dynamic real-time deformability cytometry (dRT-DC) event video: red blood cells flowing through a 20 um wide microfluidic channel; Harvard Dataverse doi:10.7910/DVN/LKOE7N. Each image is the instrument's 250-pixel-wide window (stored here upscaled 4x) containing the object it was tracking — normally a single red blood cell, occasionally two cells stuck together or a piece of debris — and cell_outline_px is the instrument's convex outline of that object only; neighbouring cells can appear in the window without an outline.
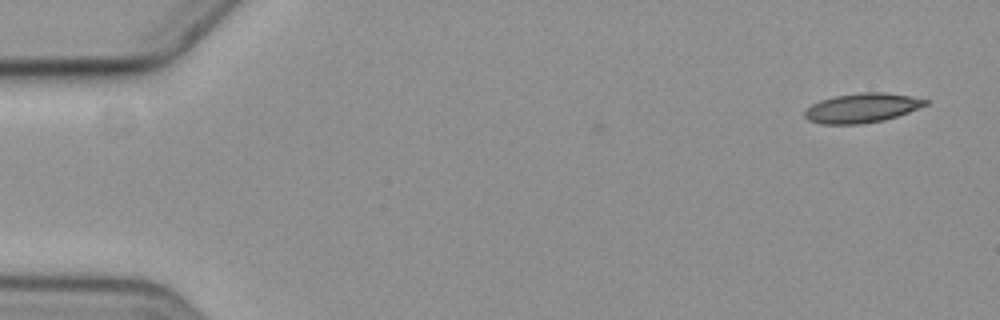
{"species": "common noctule bat (a hibernating species)", "species_latin": "Nyctalus noctula", "temperature_condition": "cold", "stored_images_in_passage": 6, "camera_frame_rate_fps": 3000, "um_per_image_px": 0.085, "animal": {"sex": "female", "body_mass_g": 19.3, "forearm_length_mm": 54.1}, "frame": {"image": 1, "passage_image": 1, "time_ms": 0.0, "image_size_px": [1000, 320], "cell_outline_px": [[928, 104], [908, 112], [884, 120], [860, 124], [820, 124], [808, 120], [804, 116], [804, 112], [812, 104], [820, 100], [836, 96], [860, 92], [884, 92], [908, 96], [928, 100]], "centroid_in_image_um": [73.24, 9.18], "position_along_channel_um": 11.8, "area_um2": 20.52}}
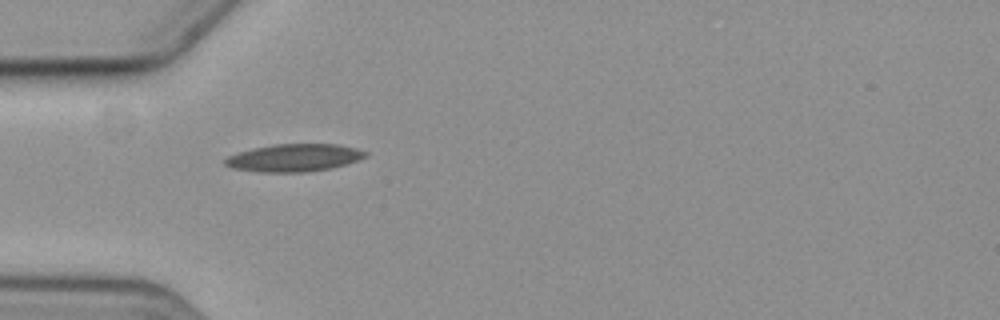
{"frame": {"image": 2, "passage_image": 5, "time_ms": 5.0, "image_size_px": [1000, 320], "cell_outline_px": [[368, 156], [348, 164], [332, 168], [304, 172], [260, 172], [232, 168], [224, 164], [224, 160], [228, 156], [236, 152], [252, 148], [272, 144], [336, 144], [356, 148], [368, 152]], "centroid_in_image_um": [25.0, 13.41], "position_along_channel_um": 60.0, "area_um2": 22.77}}
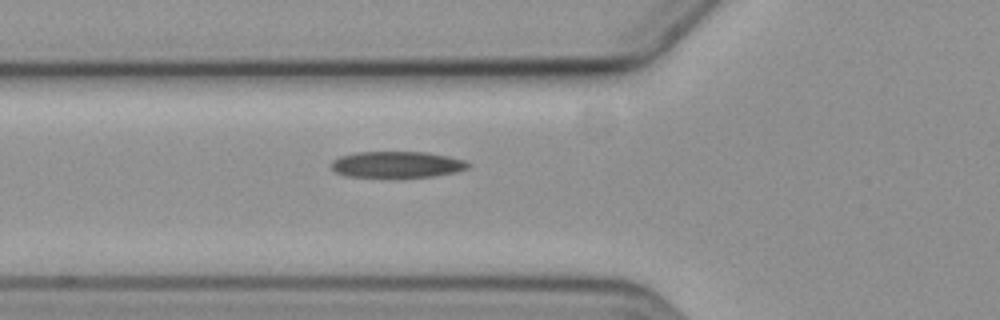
{"frame": {"image": 3, "passage_image": 6, "time_ms": 6.0, "image_size_px": [1000, 320], "cell_outline_px": [[472, 164], [468, 168], [456, 172], [436, 176], [400, 180], [344, 176], [336, 172], [332, 168], [332, 160], [340, 156], [356, 152], [428, 152], [448, 156], [464, 160]], "centroid_in_image_um": [33.75, 14.03], "position_along_channel_um": 92.0, "area_um2": 22.08}}